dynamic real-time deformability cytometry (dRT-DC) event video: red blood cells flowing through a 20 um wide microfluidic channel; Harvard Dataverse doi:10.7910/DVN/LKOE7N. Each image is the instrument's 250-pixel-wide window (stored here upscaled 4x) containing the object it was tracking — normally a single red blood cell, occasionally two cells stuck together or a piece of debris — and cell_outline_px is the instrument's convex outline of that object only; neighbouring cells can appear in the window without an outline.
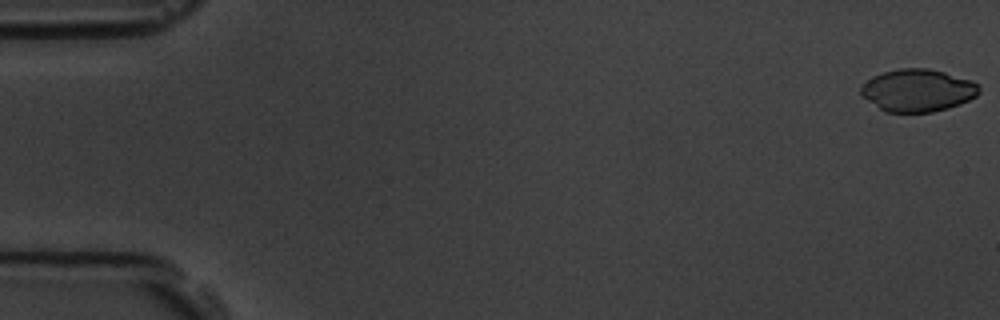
{"species": "common noctule bat (a hibernating species)", "species_latin": "Nyctalus noctula", "temperature_condition": "room temperature", "stored_images_in_passage": 16, "camera_frame_rate_fps": 3000, "um_per_image_px": 0.085, "animal": {"sex": "male", "body_mass_g": 19.5, "forearm_length_mm": 54.6}, "frame": {"image": 1, "passage_image": 1, "time_ms": 0.0, "image_size_px": [1000, 320], "cell_outline_px": [[980, 92], [976, 96], [960, 104], [948, 108], [932, 112], [884, 112], [868, 100], [860, 92], [860, 88], [872, 76], [884, 72], [900, 68], [928, 68], [944, 72], [972, 80], [980, 88]], "centroid_in_image_um": [78.02, 7.68], "position_along_channel_um": 7.0, "area_um2": 29.13}}